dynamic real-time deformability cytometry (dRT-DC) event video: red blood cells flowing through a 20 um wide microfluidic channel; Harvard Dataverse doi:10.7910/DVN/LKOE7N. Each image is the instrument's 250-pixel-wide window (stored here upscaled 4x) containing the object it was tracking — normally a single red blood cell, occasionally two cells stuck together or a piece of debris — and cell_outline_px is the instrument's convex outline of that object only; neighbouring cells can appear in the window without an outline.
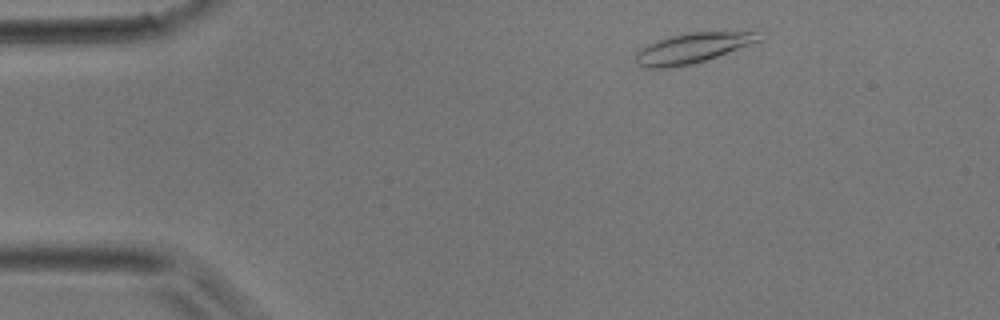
{"species": "common noctule bat (a hibernating species)", "species_latin": "Nyctalus noctula", "temperature_condition": "room temperature", "stored_images_in_passage": 40, "camera_frame_rate_fps": 3000, "um_per_image_px": 0.085, "animal": {"sex": "male", "body_mass_g": 17.9}, "frame": {"image": 1, "passage_image": 3, "time_ms": 0.667, "image_size_px": [1000, 320], "cell_outline_px": [[760, 40], [716, 56], [692, 64], [668, 68], [648, 68], [636, 64], [636, 52], [644, 44], [668, 36], [688, 32], [756, 32]], "centroid_in_image_um": [58.71, 4.09], "position_along_channel_um": 26.3, "area_um2": 21.27}}
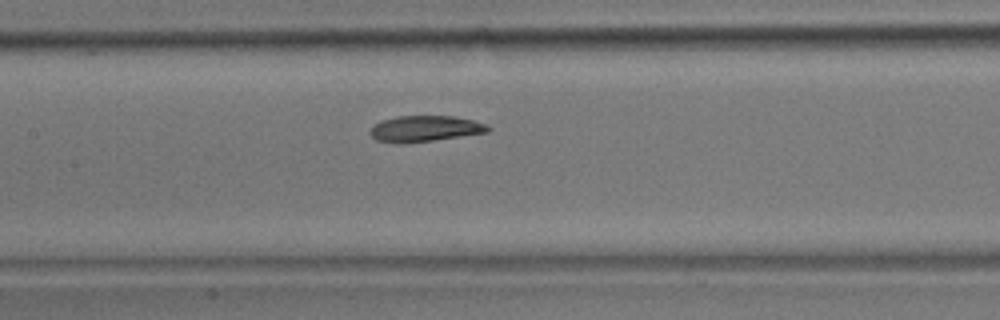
{"frame": {"image": 2, "passage_image": 17, "time_ms": 5.333, "image_size_px": [1000, 320], "cell_outline_px": [[492, 128], [488, 132], [432, 140], [400, 144], [396, 144], [376, 140], [368, 132], [376, 124], [384, 120], [396, 116], [456, 116], [488, 124]], "centroid_in_image_um": [36.13, 10.94], "position_along_channel_um": 171.3, "area_um2": 17.8}}
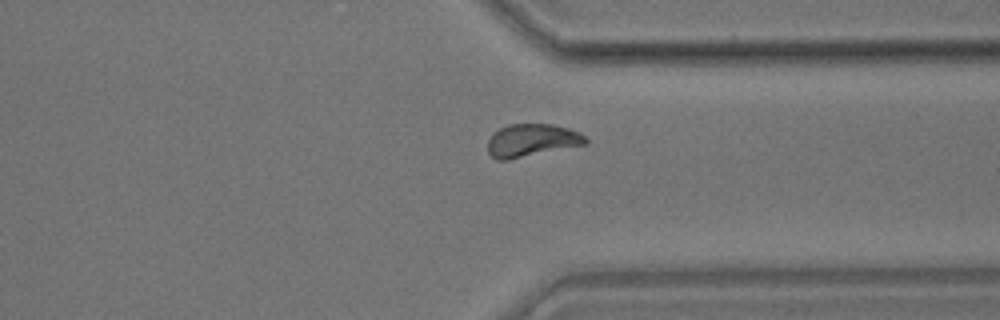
{"frame": {"image": 3, "passage_image": 30, "time_ms": 9.667, "image_size_px": [1000, 320], "cell_outline_px": [[588, 144], [508, 160], [496, 160], [488, 152], [488, 140], [492, 132], [508, 124], [552, 124], [568, 128], [580, 132], [588, 140]], "centroid_in_image_um": [45.2, 11.93], "position_along_channel_um": 366.2, "area_um2": 18.9}}